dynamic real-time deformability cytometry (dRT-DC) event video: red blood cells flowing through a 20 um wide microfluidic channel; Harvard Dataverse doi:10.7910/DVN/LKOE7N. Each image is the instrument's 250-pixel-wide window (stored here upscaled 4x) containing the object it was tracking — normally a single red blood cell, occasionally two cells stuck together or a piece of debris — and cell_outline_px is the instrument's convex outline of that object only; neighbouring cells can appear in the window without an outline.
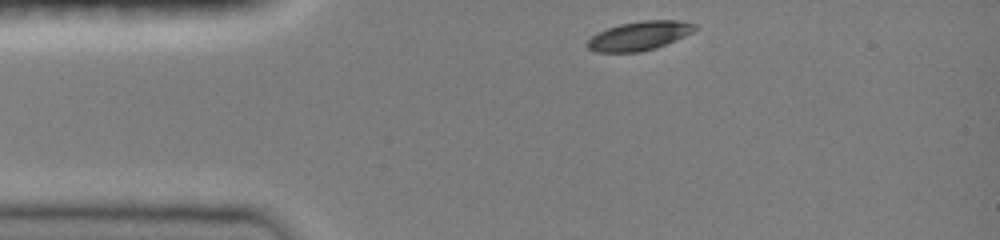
{"species": "common noctule bat (a hibernating species)", "species_latin": "Nyctalus noctula", "temperature_condition": "room temperature", "stored_images_in_passage": 34, "camera_frame_rate_fps": 3000, "um_per_image_px": 0.085, "animal": {"sex": "female", "body_mass_g": 19.0, "forearm_length_mm": 51.5}, "frame": {"image": 1, "passage_image": 1, "time_ms": 0.0, "image_size_px": [1000, 240], "cell_outline_px": [[700, 28], [676, 40], [656, 48], [640, 52], [596, 52], [588, 48], [584, 44], [596, 32], [620, 24], [644, 20], [680, 20], [696, 24]], "centroid_in_image_um": [54.35, 3.04], "position_along_channel_um": 30.7, "area_um2": 18.32}}
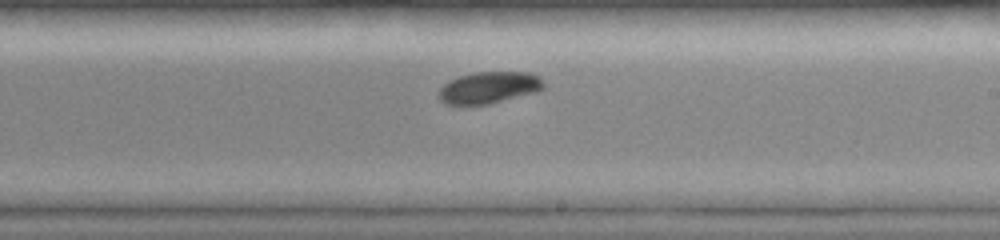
{"frame": {"image": 2, "passage_image": 20, "time_ms": 6.333, "image_size_px": [1000, 240], "cell_outline_px": [[544, 88], [536, 92], [488, 104], [444, 104], [440, 100], [436, 92], [448, 80], [472, 72], [528, 72], [540, 76], [544, 84]], "centroid_in_image_um": [41.54, 7.43], "position_along_channel_um": 247.5, "area_um2": 19.48}}
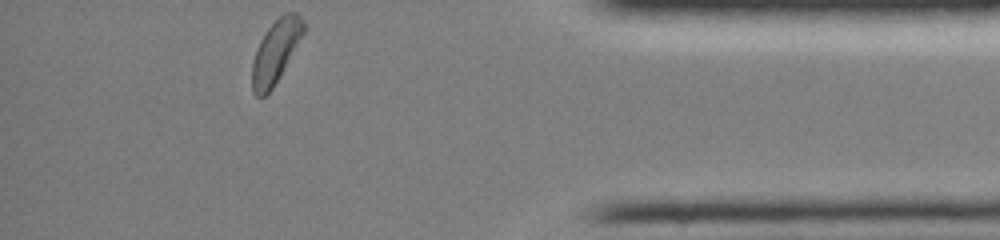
{"frame": {"image": 3, "passage_image": 34, "time_ms": 11.0, "image_size_px": [1000, 240], "cell_outline_px": [[304, 32], [284, 68], [272, 88], [264, 96], [256, 96], [252, 92], [252, 64], [256, 48], [260, 40], [268, 28], [284, 12], [296, 12], [304, 20]], "centroid_in_image_um": [23.41, 4.36], "position_along_channel_um": 411.8, "area_um2": 18.44}, "authors_computed_cell_mechanics": {"area_um2": 19.3052, "velocity_mm_per_s": 4.0308, "shape_relaxation_time_tau1_ms": 1.3522, "shape_relaxation_time_tau2_ms": null, "deformation_change_tau1": 0.0795, "deformation_change_tau2": null}}